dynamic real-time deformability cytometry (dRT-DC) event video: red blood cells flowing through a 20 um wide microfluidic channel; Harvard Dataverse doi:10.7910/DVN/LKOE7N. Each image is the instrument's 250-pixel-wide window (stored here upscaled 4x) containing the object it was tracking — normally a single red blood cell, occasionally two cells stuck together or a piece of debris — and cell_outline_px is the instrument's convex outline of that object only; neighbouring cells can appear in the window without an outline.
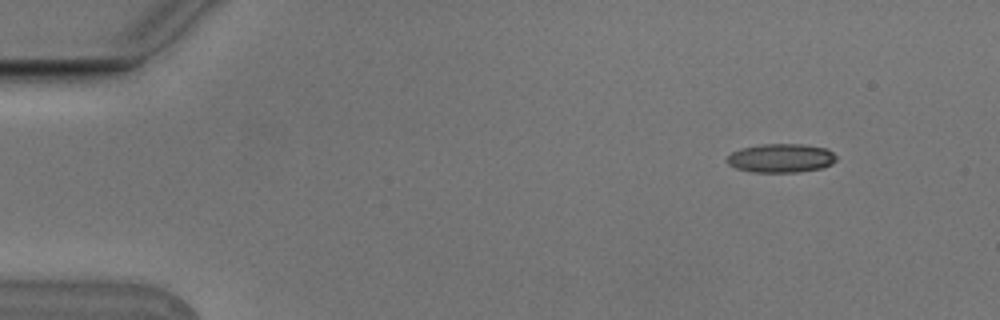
{"species": "Egyptian fruit bat (a non-hibernating species)", "species_latin": "Rousettus aegyptiacus", "temperature_condition": "cold", "stored_images_in_passage": 4, "camera_frame_rate_fps": 3000, "um_per_image_px": 0.085, "animal": {"sex": "male"}, "frame": {"image": 1, "passage_image": 1, "time_ms": 0.0, "image_size_px": [1000, 320], "cell_outline_px": [[836, 160], [832, 164], [820, 168], [796, 172], [752, 172], [736, 168], [728, 164], [724, 160], [732, 152], [740, 148], [760, 144], [800, 144], [828, 148], [836, 156]], "centroid_in_image_um": [66.35, 13.43], "position_along_channel_um": 18.6, "area_um2": 18.44}}
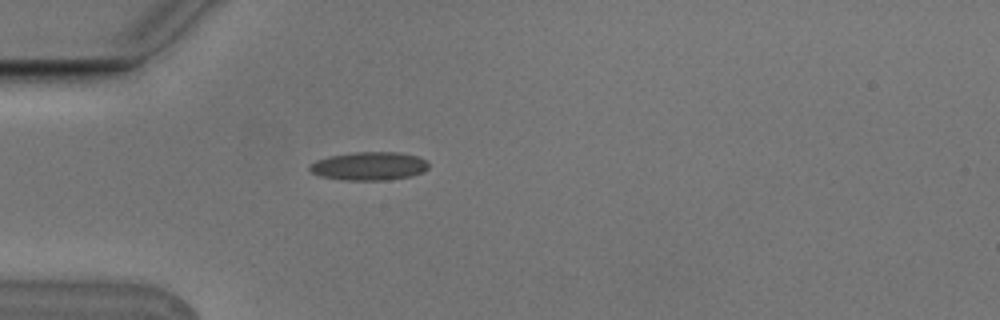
{"frame": {"image": 2, "passage_image": 4, "time_ms": 1.0, "image_size_px": [1000, 320], "cell_outline_px": [[428, 168], [424, 172], [412, 176], [384, 180], [344, 180], [320, 176], [312, 172], [308, 168], [308, 164], [316, 160], [328, 156], [356, 152], [396, 152], [416, 156], [424, 160], [428, 164]], "centroid_in_image_um": [31.34, 14.12], "position_along_channel_um": 53.7, "area_um2": 19.65}}